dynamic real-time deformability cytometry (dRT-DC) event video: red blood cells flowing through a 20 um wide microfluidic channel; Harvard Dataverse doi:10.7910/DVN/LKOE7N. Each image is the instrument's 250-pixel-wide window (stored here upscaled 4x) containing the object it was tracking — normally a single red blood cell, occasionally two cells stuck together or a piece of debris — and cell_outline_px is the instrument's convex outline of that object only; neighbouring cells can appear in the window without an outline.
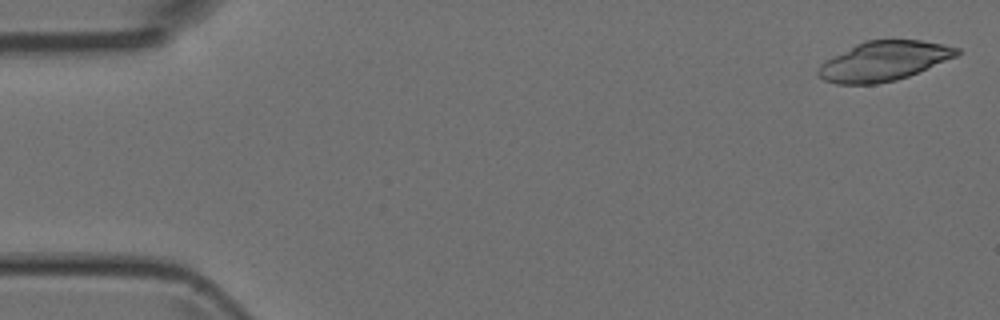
{"species": "Egyptian fruit bat (a non-hibernating species)", "species_latin": "Rousettus aegyptiacus", "temperature_condition": "room temperature", "stored_images_in_passage": 5, "camera_frame_rate_fps": 3000, "um_per_image_px": 0.085, "animal": {"sex": "female"}, "frame": {"image": 1, "passage_image": 1, "time_ms": 0.0, "image_size_px": [1000, 320], "cell_outline_px": [[960, 52], [956, 56], [908, 76], [896, 80], [876, 84], [836, 84], [824, 80], [816, 72], [820, 64], [824, 60], [864, 40], [920, 40], [960, 48]], "centroid_in_image_um": [75.07, 5.19], "position_along_channel_um": 9.9, "area_um2": 31.73}}